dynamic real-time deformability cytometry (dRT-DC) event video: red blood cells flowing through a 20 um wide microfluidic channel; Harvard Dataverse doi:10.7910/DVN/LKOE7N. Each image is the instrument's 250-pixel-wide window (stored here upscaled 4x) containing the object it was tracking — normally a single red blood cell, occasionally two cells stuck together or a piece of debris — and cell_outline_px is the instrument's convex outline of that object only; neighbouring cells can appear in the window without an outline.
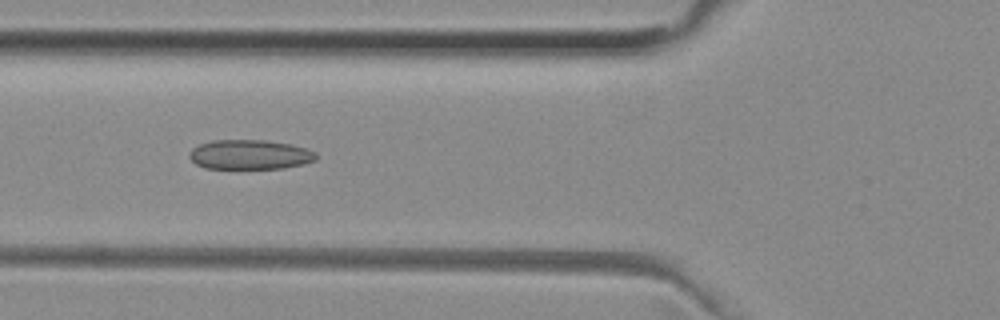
{"species": "common noctule bat (a hibernating species)", "species_latin": "Nyctalus noctula", "temperature_condition": "room temperature", "stored_images_in_passage": 51, "camera_frame_rate_fps": 3000, "um_per_image_px": 0.085, "animal": {"sex": "female", "body_mass_g": 29.2, "forearm_length_mm": 56.3}, "frame": {"image": 1, "passage_image": 19, "time_ms": 6.0, "image_size_px": [1000, 320], "cell_outline_px": [[316, 160], [304, 164], [284, 168], [204, 168], [196, 164], [188, 156], [188, 152], [192, 148], [200, 144], [212, 140], [264, 140], [292, 144], [308, 148], [316, 152]], "centroid_in_image_um": [21.25, 13.13], "position_along_channel_um": 104.6, "area_um2": 22.02}}
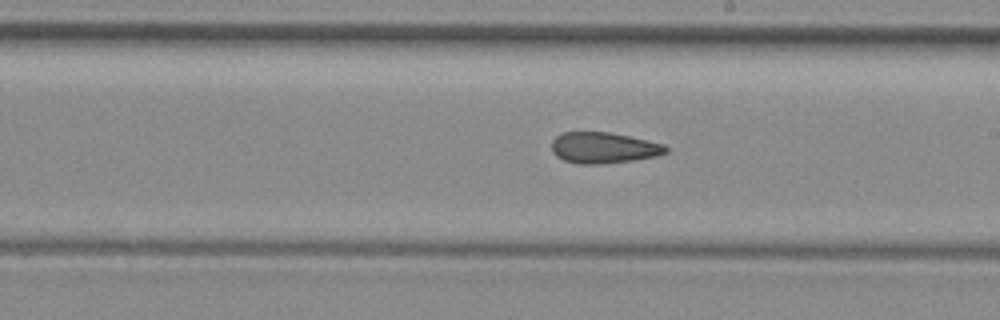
{"frame": {"image": 2, "passage_image": 29, "time_ms": 9.333, "image_size_px": [1000, 320], "cell_outline_px": [[668, 152], [656, 156], [632, 160], [600, 164], [576, 164], [564, 160], [556, 156], [552, 152], [552, 140], [560, 132], [608, 132], [628, 136], [664, 144], [668, 148]], "centroid_in_image_um": [51.27, 12.56], "position_along_channel_um": 237.7, "area_um2": 20.63}}
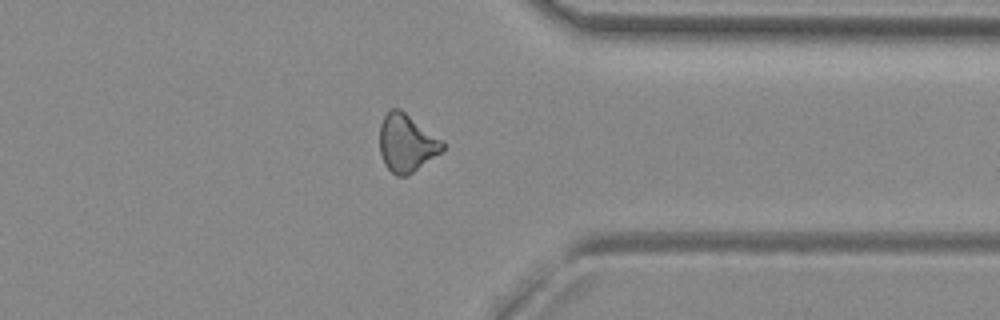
{"frame": {"image": 3, "passage_image": 40, "time_ms": 13.0, "image_size_px": [1000, 320], "cell_outline_px": [[444, 148], [440, 152], [408, 176], [396, 176], [384, 164], [380, 152], [380, 124], [384, 116], [392, 108], [400, 108], [444, 140]], "centroid_in_image_um": [34.56, 12.15], "position_along_channel_um": 376.8, "area_um2": 21.21}, "authors_computed_cell_mechanics": {"area_um2": 21.5016, "velocity_mm_per_s": 3.9868, "shape_relaxation_time_tau1_ms": null, "shape_relaxation_time_tau2_ms": 4.0925, "deformation_change_tau1": null, "deformation_change_tau2": 0.1262}}